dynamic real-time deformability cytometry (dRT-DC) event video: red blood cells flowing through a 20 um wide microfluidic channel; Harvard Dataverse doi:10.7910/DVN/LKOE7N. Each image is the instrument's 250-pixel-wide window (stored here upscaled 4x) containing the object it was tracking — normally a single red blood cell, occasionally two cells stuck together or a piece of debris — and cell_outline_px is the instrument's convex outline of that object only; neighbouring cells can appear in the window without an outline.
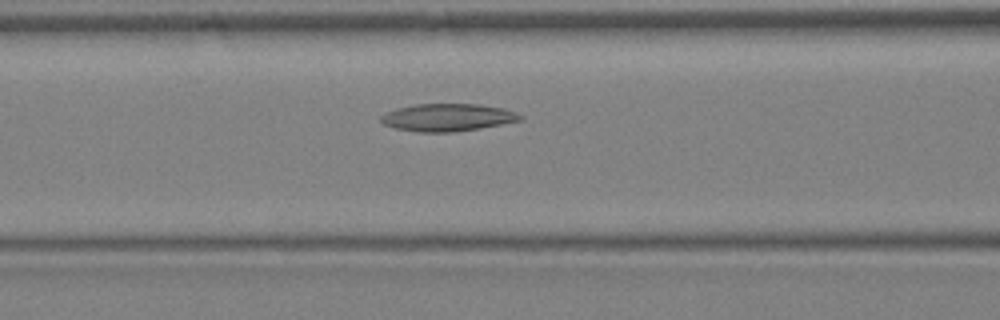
{"species": "Egyptian fruit bat (a non-hibernating species)", "species_latin": "Rousettus aegyptiacus", "temperature_condition": "warm", "stored_images_in_passage": 24, "camera_frame_rate_fps": 3000, "um_per_image_px": 0.085, "animal": {"sex": "female"}, "frame": {"image": 1, "passage_image": 4, "time_ms": 1.0, "image_size_px": [1000, 320], "cell_outline_px": [[524, 120], [480, 128], [452, 132], [420, 132], [396, 128], [384, 124], [380, 120], [380, 116], [396, 108], [416, 104], [480, 104], [500, 108], [516, 112], [524, 116]], "centroid_in_image_um": [38.07, 9.98], "position_along_channel_um": 128.5, "area_um2": 22.25}}
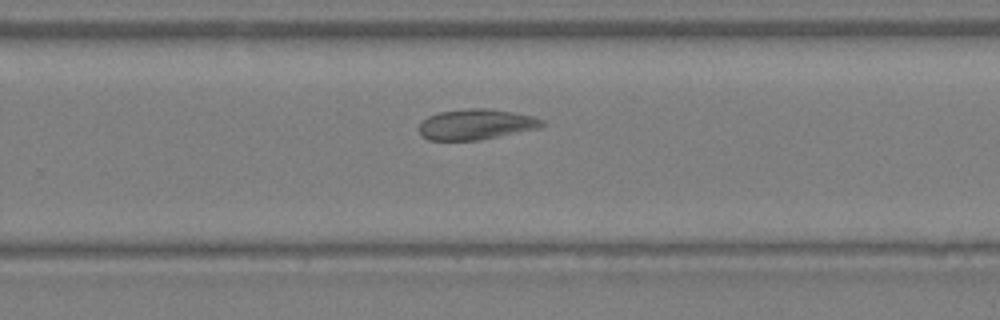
{"frame": {"image": 2, "passage_image": 12, "time_ms": 3.667, "image_size_px": [1000, 320], "cell_outline_px": [[544, 124], [540, 128], [480, 140], [428, 140], [420, 136], [416, 128], [428, 116], [440, 112], [468, 108], [488, 108], [512, 112], [532, 116], [544, 120]], "centroid_in_image_um": [40.43, 10.58], "position_along_channel_um": 289.4, "area_um2": 22.02}}
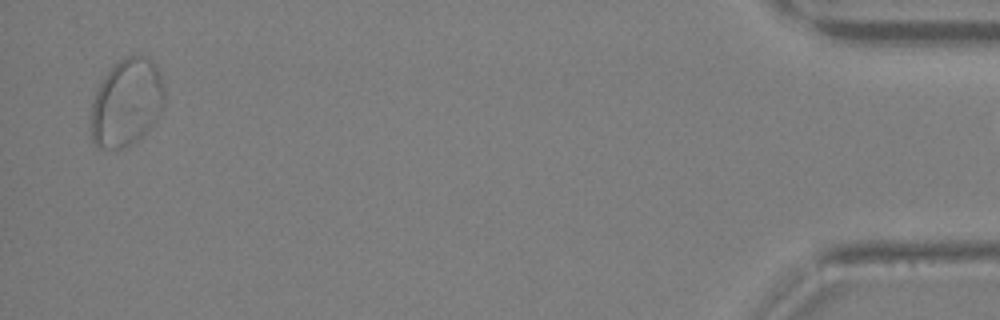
{"frame": {"image": 3, "passage_image": 23, "time_ms": 7.333, "image_size_px": [1000, 320], "cell_outline_px": [[164, 104], [156, 120], [132, 144], [120, 148], [100, 148], [92, 140], [92, 104], [96, 92], [104, 76], [120, 60], [128, 56], [148, 56], [156, 64], [160, 72], [164, 88]], "centroid_in_image_um": [10.79, 8.7], "position_along_channel_um": 424.4, "area_um2": 36.99}}